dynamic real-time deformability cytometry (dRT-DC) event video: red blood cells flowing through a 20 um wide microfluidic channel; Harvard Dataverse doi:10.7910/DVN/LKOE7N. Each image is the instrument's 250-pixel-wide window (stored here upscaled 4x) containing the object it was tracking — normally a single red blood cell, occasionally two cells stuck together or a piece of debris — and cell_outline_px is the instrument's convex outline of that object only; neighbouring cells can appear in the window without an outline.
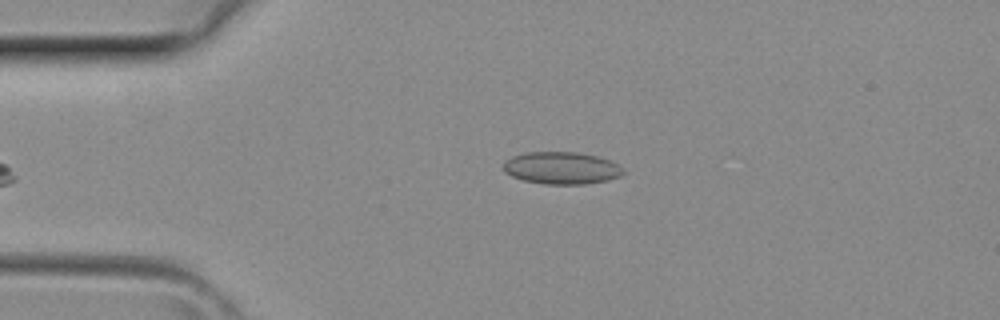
{"species": "common noctule bat (a hibernating species)", "species_latin": "Nyctalus noctula", "temperature_condition": "room temperature", "stored_images_in_passage": 3, "camera_frame_rate_fps": 3000, "um_per_image_px": 0.085, "animal": {"sex": "female", "body_mass_g": 29.2, "forearm_length_mm": 56.3}, "frame": {"image": 1, "passage_image": 3, "time_ms": 0.667, "image_size_px": [1000, 320], "cell_outline_px": [[624, 172], [620, 176], [608, 180], [588, 184], [544, 184], [524, 180], [512, 176], [504, 172], [500, 168], [500, 164], [504, 160], [512, 156], [524, 152], [576, 152], [596, 156], [620, 164]], "centroid_in_image_um": [47.67, 14.28], "position_along_channel_um": 37.3, "area_um2": 22.83}}